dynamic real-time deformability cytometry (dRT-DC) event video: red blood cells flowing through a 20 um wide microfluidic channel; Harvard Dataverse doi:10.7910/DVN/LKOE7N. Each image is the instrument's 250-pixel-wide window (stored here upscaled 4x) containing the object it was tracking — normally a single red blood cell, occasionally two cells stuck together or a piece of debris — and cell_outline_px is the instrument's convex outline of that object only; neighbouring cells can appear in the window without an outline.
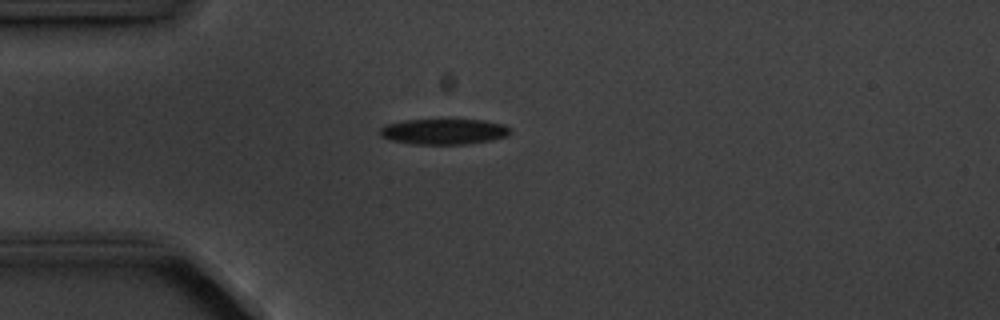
{"species": "common noctule bat (a hibernating species)", "species_latin": "Nyctalus noctula", "temperature_condition": "cold", "stored_images_in_passage": 5, "camera_frame_rate_fps": 3000, "um_per_image_px": 0.085, "animal": {"sex": "male", "body_mass_g": 20.1, "forearm_length_mm": 53.5}, "frame": {"image": 1, "passage_image": 3, "time_ms": 3.333, "image_size_px": [1000, 320], "cell_outline_px": [[512, 132], [508, 136], [492, 140], [464, 144], [412, 144], [388, 140], [380, 136], [380, 128], [388, 124], [404, 120], [484, 120], [504, 124], [512, 128]], "centroid_in_image_um": [37.76, 11.19], "position_along_channel_um": 47.2, "area_um2": 19.59}}
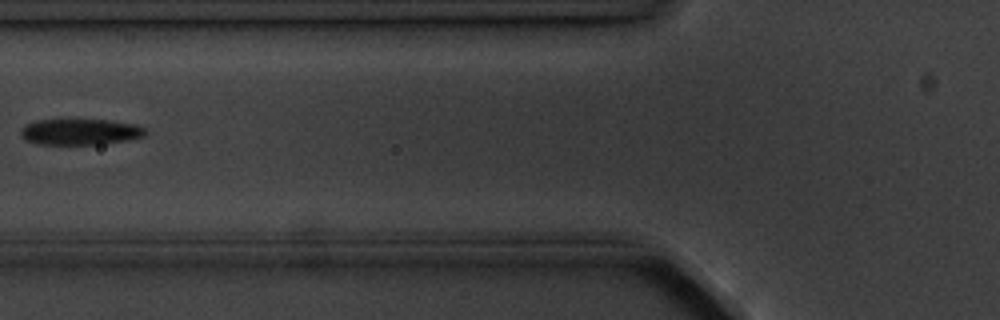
{"frame": {"image": 2, "passage_image": 5, "time_ms": 5.667, "image_size_px": [1000, 320], "cell_outline_px": [[148, 132], [144, 136], [128, 140], [100, 144], [36, 144], [24, 140], [20, 132], [20, 128], [24, 124], [36, 120], [108, 120], [136, 124], [144, 128]], "centroid_in_image_um": [6.79, 11.21], "position_along_channel_um": 119.0, "area_um2": 19.02}}